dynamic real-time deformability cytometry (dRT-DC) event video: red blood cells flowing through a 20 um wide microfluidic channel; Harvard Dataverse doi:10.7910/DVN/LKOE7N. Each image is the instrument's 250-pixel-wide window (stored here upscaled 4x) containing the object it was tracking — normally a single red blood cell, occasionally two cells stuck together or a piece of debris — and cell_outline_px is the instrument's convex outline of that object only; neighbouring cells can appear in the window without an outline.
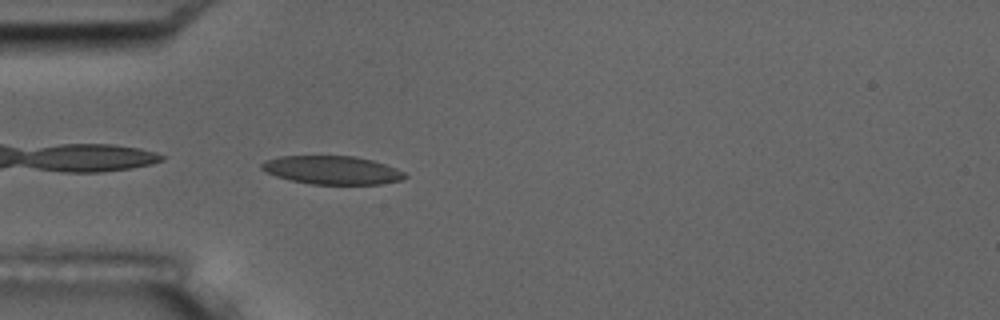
{"species": "common noctule bat (a hibernating species)", "species_latin": "Nyctalus noctula", "temperature_condition": "room temperature", "stored_images_in_passage": 6, "camera_frame_rate_fps": 3000, "um_per_image_px": 0.085, "animal": {"sex": "male", "body_mass_g": 17.5, "forearm_length_mm": 52.3}, "frame": {"image": 1, "passage_image": 6, "time_ms": 5.667, "image_size_px": [1000, 320], "cell_outline_px": [[408, 176], [400, 180], [380, 184], [312, 184], [292, 180], [276, 176], [260, 168], [260, 164], [264, 160], [280, 156], [352, 156], [372, 160], [396, 168], [404, 172]], "centroid_in_image_um": [28.22, 14.45], "position_along_channel_um": 56.8, "area_um2": 23.52}}